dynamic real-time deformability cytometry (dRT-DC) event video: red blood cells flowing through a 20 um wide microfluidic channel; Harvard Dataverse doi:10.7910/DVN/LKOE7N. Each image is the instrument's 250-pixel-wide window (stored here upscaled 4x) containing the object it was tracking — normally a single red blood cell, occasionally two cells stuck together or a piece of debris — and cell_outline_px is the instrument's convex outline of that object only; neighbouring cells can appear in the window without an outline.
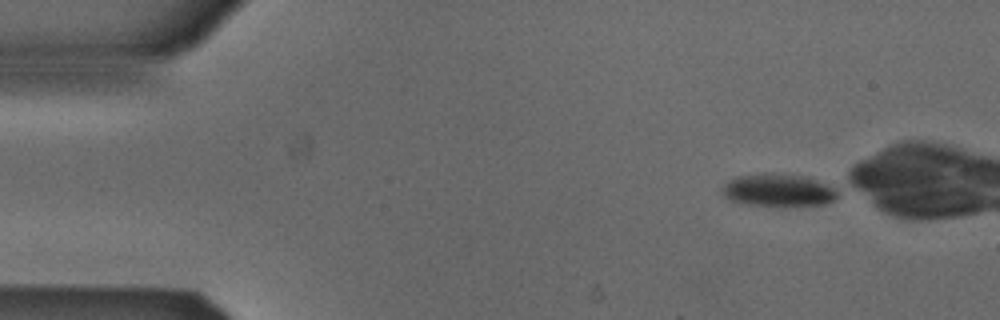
{"species": "Egyptian fruit bat (a non-hibernating species)", "species_latin": "Rousettus aegyptiacus", "temperature_condition": "cold", "stored_images_in_passage": 14, "camera_frame_rate_fps": 3000, "um_per_image_px": 0.085, "animal": {"sex": "male"}, "frame": {"image": 1, "passage_image": 1, "time_ms": 0.0, "image_size_px": [1000, 320], "cell_outline_px": [[836, 196], [832, 200], [824, 204], [744, 204], [728, 200], [720, 192], [724, 184], [740, 176], [764, 172], [800, 176], [824, 184], [832, 188], [836, 192]], "centroid_in_image_um": [66.03, 16.15], "position_along_channel_um": 19.0, "area_um2": 20.87}}
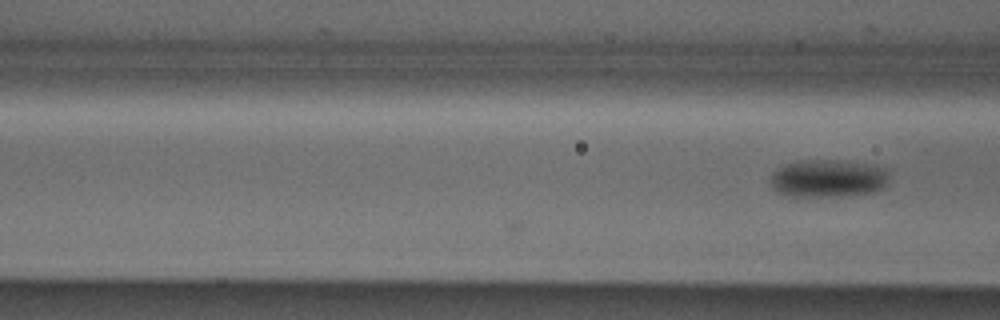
{"frame": {"image": 2, "passage_image": 14, "time_ms": 4.333, "image_size_px": [1000, 320], "cell_outline_px": [[892, 168], [884, 188], [876, 192], [840, 196], [792, 196], [780, 192], [772, 188], [772, 176], [780, 168], [796, 160], [836, 160], [876, 164]], "centroid_in_image_um": [70.53, 15.15], "position_along_channel_um": 96.1, "area_um2": 26.36}}